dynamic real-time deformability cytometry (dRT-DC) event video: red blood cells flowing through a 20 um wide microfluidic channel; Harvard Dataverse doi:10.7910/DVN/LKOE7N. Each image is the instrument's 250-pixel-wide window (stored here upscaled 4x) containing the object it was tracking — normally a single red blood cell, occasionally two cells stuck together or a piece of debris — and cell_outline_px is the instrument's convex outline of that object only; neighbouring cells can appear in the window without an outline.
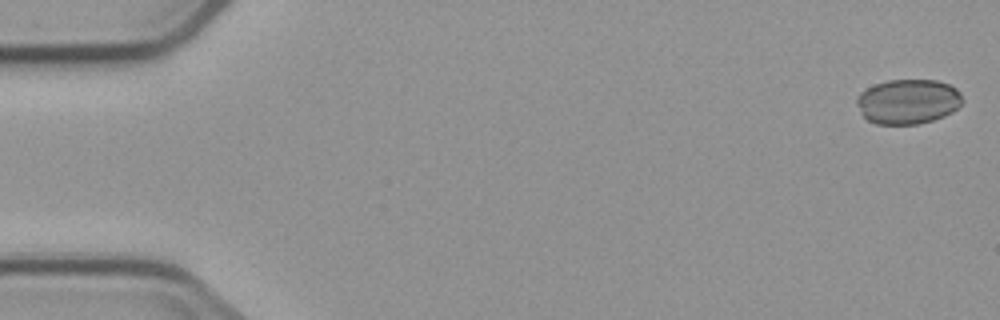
{"species": "common noctule bat (a hibernating species)", "species_latin": "Nyctalus noctula", "temperature_condition": "cold", "stored_images_in_passage": 6, "segment_of_instrument_passage": [1, 2], "camera_frame_rate_fps": 3000, "um_per_image_px": 0.085, "animal": {"sex": "male", "body_mass_g": 23.1, "forearm_length_mm": 52.7}, "frame": {"image": 1, "passage_image": 1, "time_ms": 0.0, "image_size_px": [1000, 320], "cell_outline_px": [[964, 100], [952, 112], [944, 116], [920, 124], [876, 124], [868, 120], [860, 112], [856, 104], [856, 96], [860, 92], [876, 84], [888, 80], [936, 80], [948, 84], [956, 88], [960, 92]], "centroid_in_image_um": [77.17, 8.63], "position_along_channel_um": 7.8, "area_um2": 27.69}}